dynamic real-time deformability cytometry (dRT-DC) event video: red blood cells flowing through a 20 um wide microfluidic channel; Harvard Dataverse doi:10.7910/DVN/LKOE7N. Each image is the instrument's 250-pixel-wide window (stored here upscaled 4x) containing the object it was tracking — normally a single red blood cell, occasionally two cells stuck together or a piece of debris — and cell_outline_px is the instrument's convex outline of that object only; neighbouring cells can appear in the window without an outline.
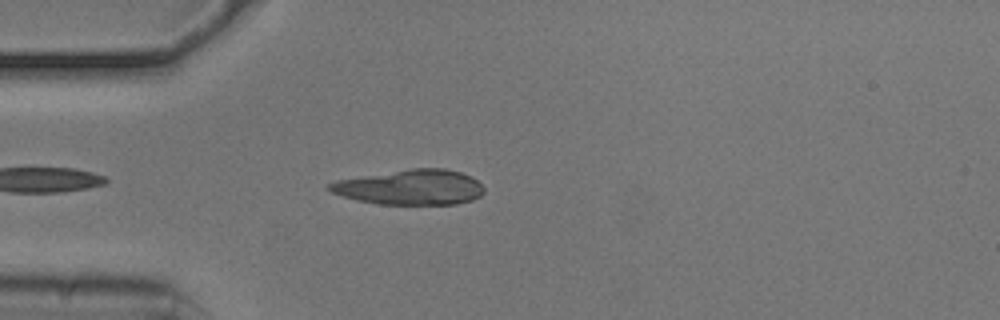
{"species": "common noctule bat (a hibernating species)", "species_latin": "Nyctalus noctula", "temperature_condition": "cold", "stored_images_in_passage": 39, "camera_frame_rate_fps": 3000, "um_per_image_px": 0.085, "animal": {"sex": "male", "body_mass_g": 20.5, "forearm_length_mm": 52.5}, "frame": {"image": 1, "passage_image": 3, "time_ms": 0.667, "image_size_px": [1000, 320], "cell_outline_px": [[484, 192], [480, 196], [472, 200], [456, 204], [376, 204], [356, 200], [332, 192], [324, 188], [328, 184], [336, 180], [412, 168], [444, 168], [460, 172], [472, 176], [484, 188]], "centroid_in_image_um": [34.88, 15.91], "position_along_channel_um": 50.1, "area_um2": 31.67}}